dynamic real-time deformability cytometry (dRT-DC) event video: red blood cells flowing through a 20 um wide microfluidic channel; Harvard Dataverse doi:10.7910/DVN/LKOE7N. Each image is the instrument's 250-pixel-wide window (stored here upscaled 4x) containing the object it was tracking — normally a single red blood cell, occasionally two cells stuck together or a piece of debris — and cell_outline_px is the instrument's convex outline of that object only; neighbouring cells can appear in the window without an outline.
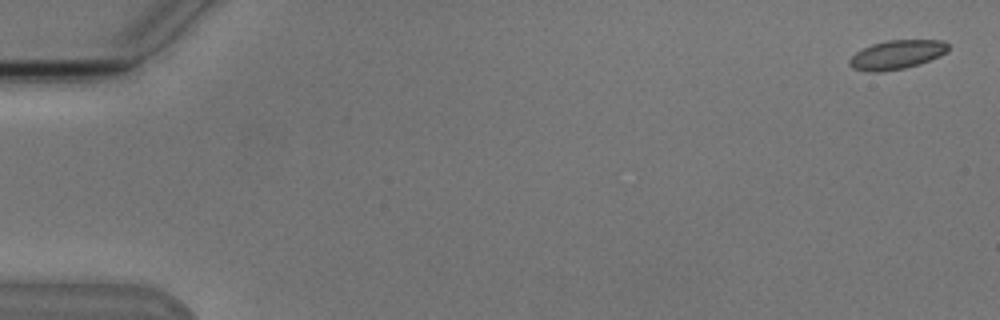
{"species": "Egyptian fruit bat (a non-hibernating species)", "species_latin": "Rousettus aegyptiacus", "temperature_condition": "cold", "stored_images_in_passage": 5, "camera_frame_rate_fps": 3000, "um_per_image_px": 0.085, "animal": {"sex": "male"}, "frame": {"image": 1, "passage_image": 1, "time_ms": 0.0, "image_size_px": [1000, 320], "cell_outline_px": [[948, 52], [940, 56], [904, 68], [880, 72], [872, 72], [852, 68], [848, 64], [848, 60], [856, 52], [872, 44], [888, 40], [944, 40], [948, 44]], "centroid_in_image_um": [76.22, 4.64], "position_along_channel_um": 8.8, "area_um2": 16.53}}